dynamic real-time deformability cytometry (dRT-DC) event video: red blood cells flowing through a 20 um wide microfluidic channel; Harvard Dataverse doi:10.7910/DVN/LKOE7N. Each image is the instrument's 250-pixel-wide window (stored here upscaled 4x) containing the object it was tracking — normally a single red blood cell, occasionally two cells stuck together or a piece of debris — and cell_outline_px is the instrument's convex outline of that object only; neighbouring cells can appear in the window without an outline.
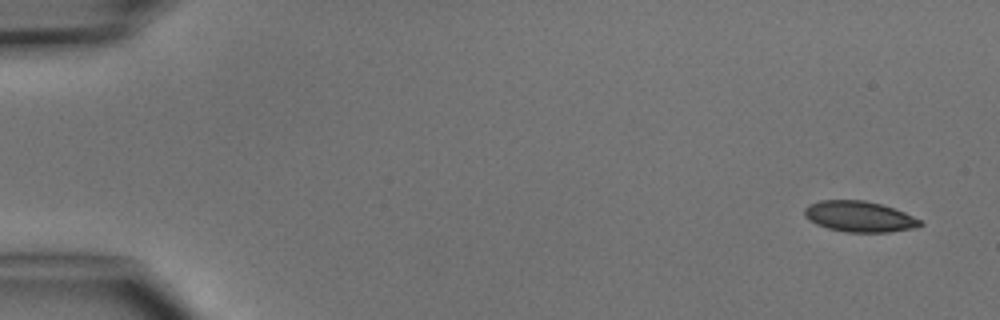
{"species": "common noctule bat (a hibernating species)", "species_latin": "Nyctalus noctula", "temperature_condition": "cold", "stored_images_in_passage": 6, "camera_frame_rate_fps": 3000, "um_per_image_px": 0.085, "animal": {"sex": "male", "body_mass_g": 15.6}, "frame": {"image": 1, "passage_image": 1, "time_ms": 0.0, "image_size_px": [1000, 320], "cell_outline_px": [[924, 224], [916, 228], [888, 232], [844, 232], [828, 228], [816, 224], [808, 220], [804, 216], [804, 208], [808, 204], [820, 200], [864, 200], [880, 204], [904, 212], [920, 220]], "centroid_in_image_um": [73.01, 18.41], "position_along_channel_um": 12.0, "area_um2": 20.81}}
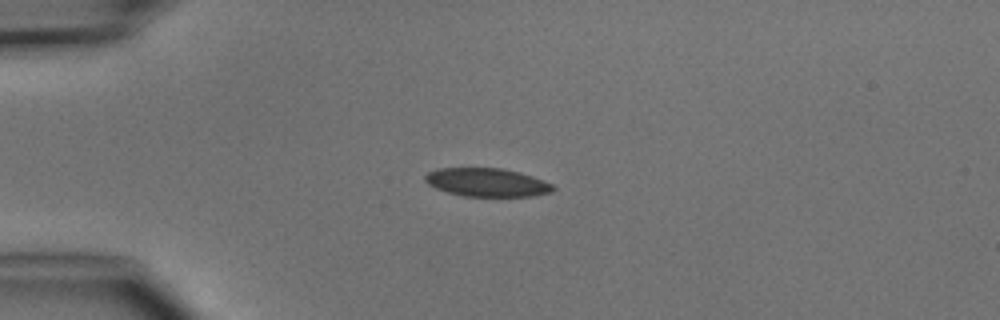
{"frame": {"image": 2, "passage_image": 4, "time_ms": 3.333, "image_size_px": [1000, 320], "cell_outline_px": [[556, 188], [552, 192], [532, 196], [464, 196], [448, 192], [436, 188], [428, 184], [424, 180], [424, 176], [428, 172], [436, 168], [500, 168], [520, 172], [532, 176], [552, 184]], "centroid_in_image_um": [41.38, 15.5], "position_along_channel_um": 43.6, "area_um2": 21.15}}